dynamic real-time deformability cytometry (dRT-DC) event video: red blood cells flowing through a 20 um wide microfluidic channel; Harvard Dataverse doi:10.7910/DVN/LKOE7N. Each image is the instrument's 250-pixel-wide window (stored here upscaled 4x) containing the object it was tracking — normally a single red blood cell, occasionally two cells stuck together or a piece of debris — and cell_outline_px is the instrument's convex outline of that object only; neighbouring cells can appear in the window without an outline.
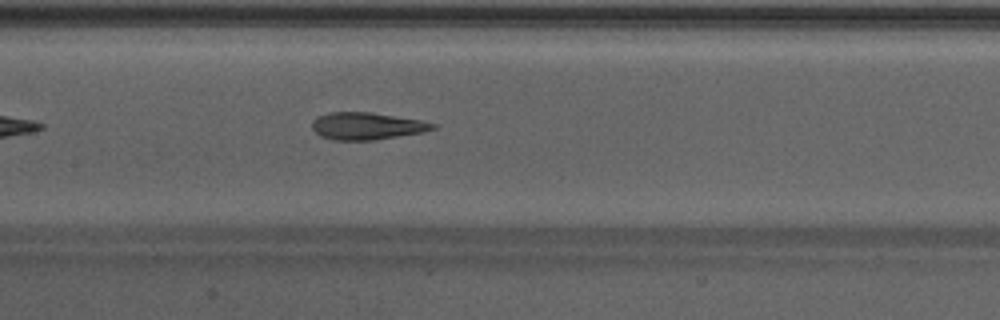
{"species": "Egyptian fruit bat (a non-hibernating species)", "species_latin": "Rousettus aegyptiacus", "temperature_condition": "warm", "stored_images_in_passage": 32, "camera_frame_rate_fps": 3000, "um_per_image_px": 0.085, "animal": {"sex": "male"}, "frame": {"image": 1, "passage_image": 12, "time_ms": 3.667, "image_size_px": [1000, 320], "cell_outline_px": [[436, 128], [424, 132], [372, 140], [336, 140], [324, 136], [316, 132], [312, 128], [312, 120], [328, 112], [372, 112], [420, 120], [436, 124]], "centroid_in_image_um": [31.2, 10.7], "position_along_channel_um": 176.2, "area_um2": 18.9}}
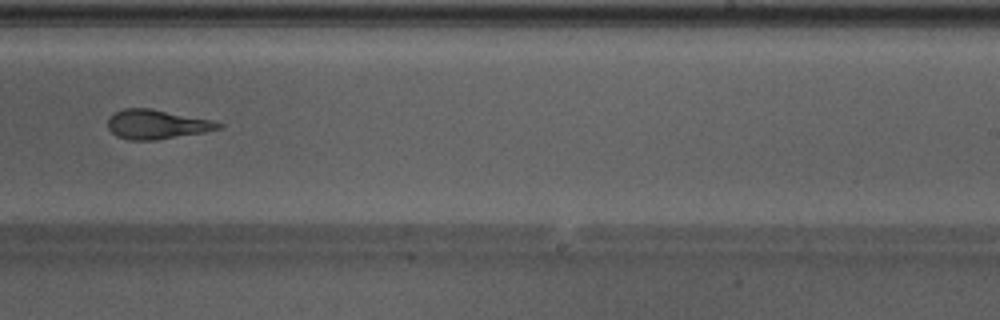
{"frame": {"image": 2, "passage_image": 19, "time_ms": 6.0, "image_size_px": [1000, 320], "cell_outline_px": [[224, 124], [220, 128], [204, 132], [152, 140], [128, 140], [116, 136], [108, 128], [108, 116], [112, 112], [120, 108], [148, 108], [212, 120]], "centroid_in_image_um": [13.25, 10.56], "position_along_channel_um": 275.7, "area_um2": 18.84}}
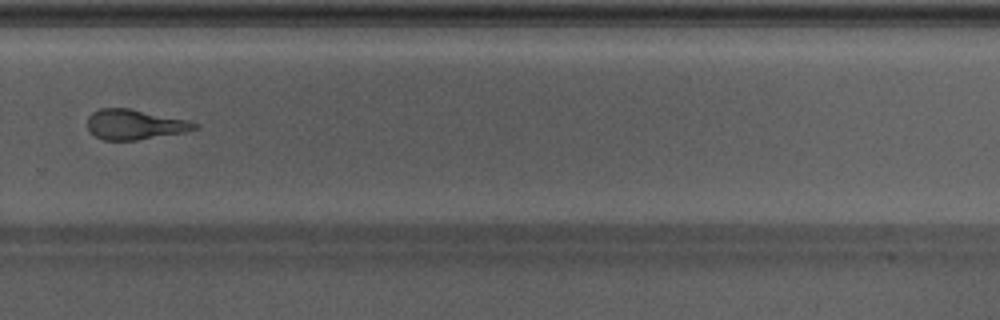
{"frame": {"image": 3, "passage_image": 22, "time_ms": 7.0, "image_size_px": [1000, 320], "cell_outline_px": [[200, 128], [184, 132], [136, 140], [104, 140], [96, 136], [88, 128], [88, 116], [92, 112], [100, 108], [128, 108], [188, 120], [200, 124]], "centroid_in_image_um": [11.47, 10.58], "position_along_channel_um": 318.3, "area_um2": 18.67}, "authors_computed_cell_mechanics": {"area_um2": 19.3919, "velocity_mm_per_s": 4.2714, "shape_relaxation_time_tau1_ms": 5.1336, "shape_relaxation_time_tau2_ms": 2.4994, "deformation_change_tau1": 0.1921, "deformation_change_tau2": 0.1332}}